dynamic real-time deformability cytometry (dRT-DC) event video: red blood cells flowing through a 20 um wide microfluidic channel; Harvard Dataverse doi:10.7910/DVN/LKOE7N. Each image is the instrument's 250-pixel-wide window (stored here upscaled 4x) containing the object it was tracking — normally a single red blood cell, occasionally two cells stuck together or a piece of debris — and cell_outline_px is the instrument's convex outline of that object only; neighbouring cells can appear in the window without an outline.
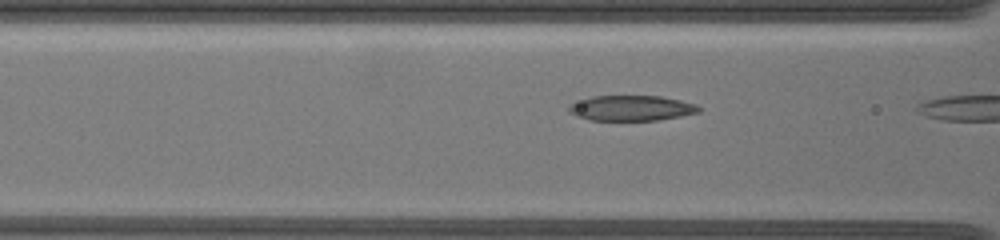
{"species": "common noctule bat (a hibernating species)", "species_latin": "Nyctalus noctula", "temperature_condition": "warm", "stored_images_in_passage": 12, "camera_frame_rate_fps": 3000, "um_per_image_px": 0.085, "animal": {"sex": "female", "body_mass_g": 19.5, "forearm_length_mm": 54.1}, "frame": {"image": 1, "passage_image": 11, "time_ms": 1.667, "image_size_px": [1000, 240], "cell_outline_px": [[700, 112], [680, 116], [656, 120], [592, 120], [576, 116], [568, 112], [568, 108], [572, 104], [592, 96], [660, 96], [680, 100], [696, 104], [700, 108]], "centroid_in_image_um": [53.68, 9.19], "position_along_channel_um": 112.9, "area_um2": 18.96}}